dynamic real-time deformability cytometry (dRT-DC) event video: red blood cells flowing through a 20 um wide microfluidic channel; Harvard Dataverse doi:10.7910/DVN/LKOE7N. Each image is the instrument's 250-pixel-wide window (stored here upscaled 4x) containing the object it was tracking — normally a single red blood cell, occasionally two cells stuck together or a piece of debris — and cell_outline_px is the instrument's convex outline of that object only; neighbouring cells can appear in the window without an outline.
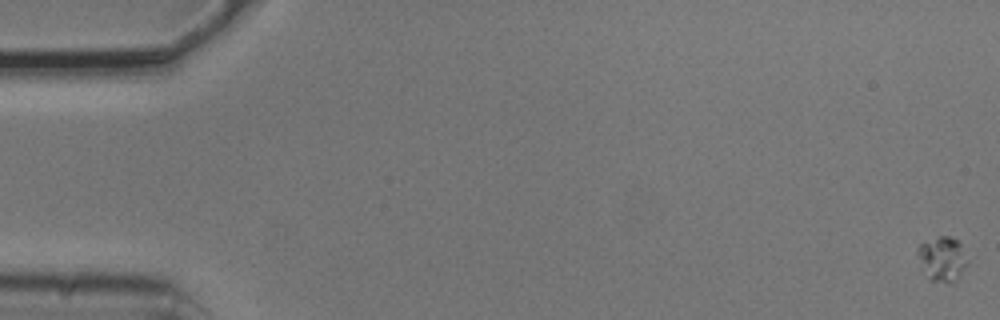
{"species": "common noctule bat (a hibernating species)", "species_latin": "Nyctalus noctula", "temperature_condition": "cold", "stored_images_in_passage": 6, "camera_frame_rate_fps": 3000, "um_per_image_px": 0.085, "animal": {"sex": "male", "body_mass_g": 20.5, "forearm_length_mm": 52.5}, "frame": {"image": 1, "passage_image": 1, "time_ms": 0.0, "image_size_px": [1000, 320], "cell_outline_px": [[968, 260], [956, 284], [932, 280], [916, 252], [916, 248], [920, 244], [940, 236], [952, 236], [960, 244]], "centroid_in_image_um": [80.14, 22.0], "position_along_channel_um": 4.9, "area_um2": 12.54}}
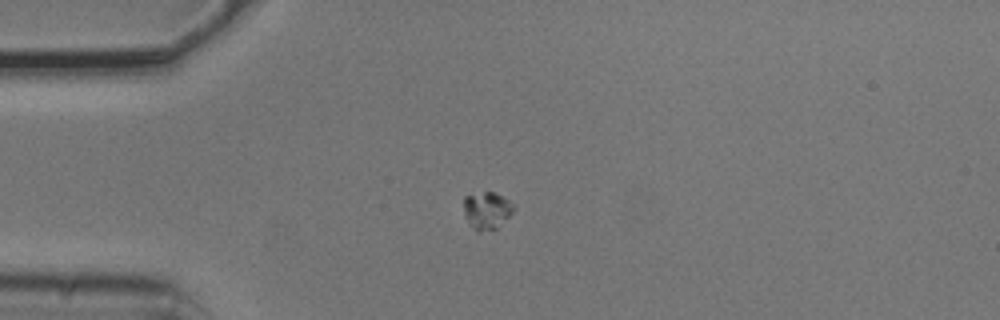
{"frame": {"image": 2, "passage_image": 5, "time_ms": 1.333, "image_size_px": [1000, 320], "cell_outline_px": [[516, 208], [496, 228], [480, 232], [476, 232], [468, 224], [464, 212], [464, 196], [484, 192], [492, 192], [508, 200]], "centroid_in_image_um": [41.34, 17.91], "position_along_channel_um": 43.7, "area_um2": 10.69}}